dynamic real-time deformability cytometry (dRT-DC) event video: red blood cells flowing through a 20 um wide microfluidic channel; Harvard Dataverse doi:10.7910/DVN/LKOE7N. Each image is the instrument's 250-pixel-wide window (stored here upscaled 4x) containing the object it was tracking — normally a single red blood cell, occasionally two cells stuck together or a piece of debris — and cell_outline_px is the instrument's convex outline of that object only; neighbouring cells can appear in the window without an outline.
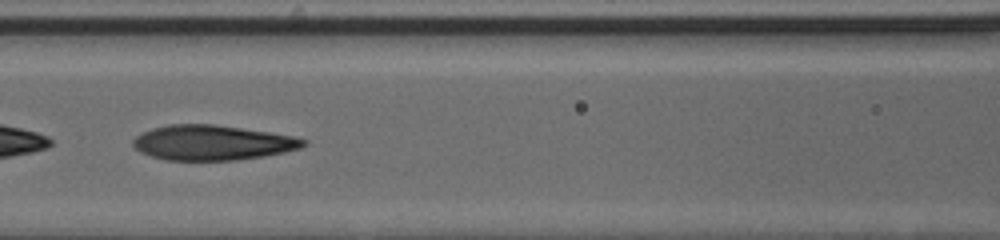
{"species": "human", "species_latin": "Homo sapiens", "temperature_condition": "cold", "stored_images_in_passage": 38, "camera_frame_rate_fps": 3000, "um_per_image_px": 0.085, "donor": {"sex": "male"}, "frame": {"image": 1, "passage_image": 11, "time_ms": 3.333, "image_size_px": [1000, 240], "cell_outline_px": [[308, 144], [300, 148], [284, 152], [264, 156], [236, 160], [168, 160], [152, 156], [140, 152], [132, 144], [132, 140], [136, 136], [152, 128], [168, 124], [216, 124], [268, 132], [292, 136], [308, 140]], "centroid_in_image_um": [18.06, 12.12], "position_along_channel_um": 148.5, "area_um2": 34.68}}
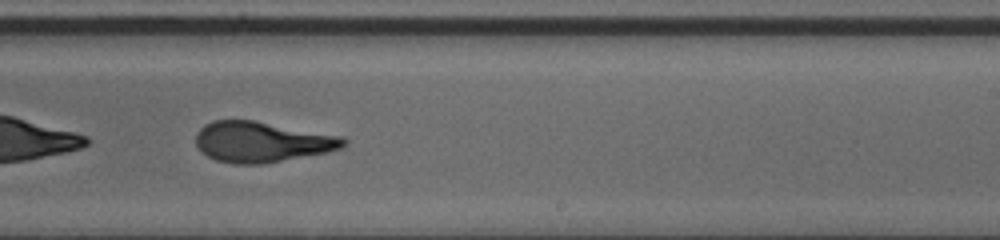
{"frame": {"image": 2, "passage_image": 20, "time_ms": 6.333, "image_size_px": [1000, 240], "cell_outline_px": [[348, 144], [340, 148], [328, 152], [264, 164], [232, 164], [216, 160], [208, 156], [196, 144], [196, 132], [204, 124], [212, 120], [252, 120], [344, 136], [348, 140]], "centroid_in_image_um": [22.28, 12.06], "position_along_channel_um": 266.7, "area_um2": 35.08}}
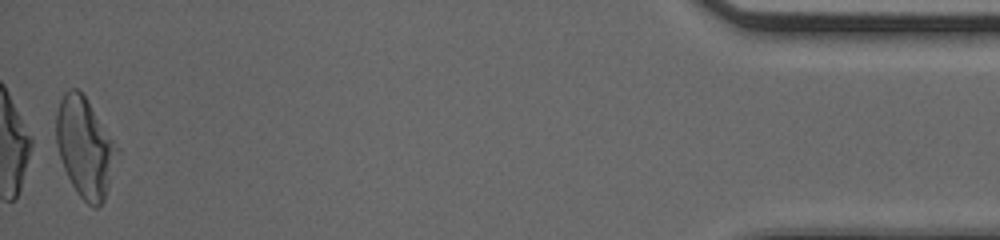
{"frame": {"image": 3, "passage_image": 38, "time_ms": 12.333, "image_size_px": [1000, 240], "cell_outline_px": [[120, 152], [104, 200], [96, 208], [92, 208], [76, 192], [64, 168], [56, 144], [56, 112], [60, 100], [64, 92], [68, 88], [76, 88], [84, 96], [120, 148]], "centroid_in_image_um": [7.23, 12.53], "position_along_channel_um": 428.0, "area_um2": 35.32}, "authors_computed_cell_mechanics": {"area_um2": 35.3736, "velocity_mm_per_s": 3.9605, "shape_relaxation_time_tau1_ms": 4.6015, "shape_relaxation_time_tau2_ms": 1.9182, "deformation_change_tau1": 0.208, "deformation_change_tau2": 0.1142}}